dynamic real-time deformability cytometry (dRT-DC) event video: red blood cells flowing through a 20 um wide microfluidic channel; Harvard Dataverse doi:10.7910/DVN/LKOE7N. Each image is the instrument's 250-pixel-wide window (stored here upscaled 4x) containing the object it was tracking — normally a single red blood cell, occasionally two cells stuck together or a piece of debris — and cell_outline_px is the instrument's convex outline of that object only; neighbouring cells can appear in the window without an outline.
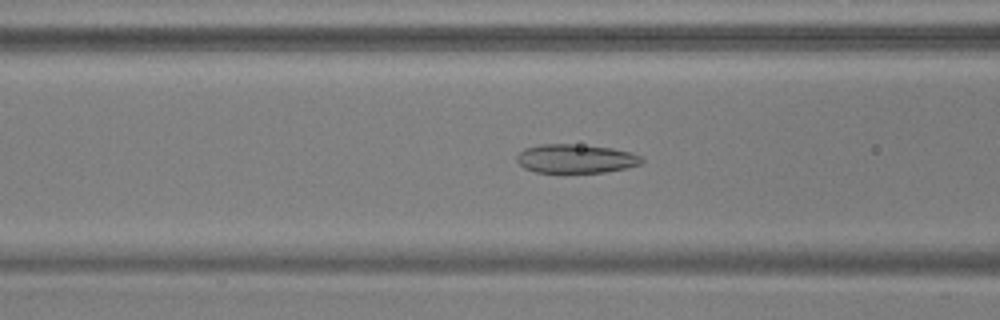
{"species": "common noctule bat (a hibernating species)", "species_latin": "Nyctalus noctula", "temperature_condition": "warm", "stored_images_in_passage": 53, "camera_frame_rate_fps": 3000, "um_per_image_px": 0.085, "animal": {"sex": "male", "body_mass_g": 17.9, "forearm_length_mm": 54.2}, "frame": {"image": 1, "passage_image": 21, "time_ms": 6.667, "image_size_px": [1000, 320], "cell_outline_px": [[644, 160], [640, 164], [624, 168], [604, 172], [536, 172], [524, 168], [516, 160], [516, 156], [524, 148], [540, 144], [572, 144], [612, 148], [632, 152], [640, 156]], "centroid_in_image_um": [48.92, 13.48], "position_along_channel_um": 117.7, "area_um2": 20.87}}
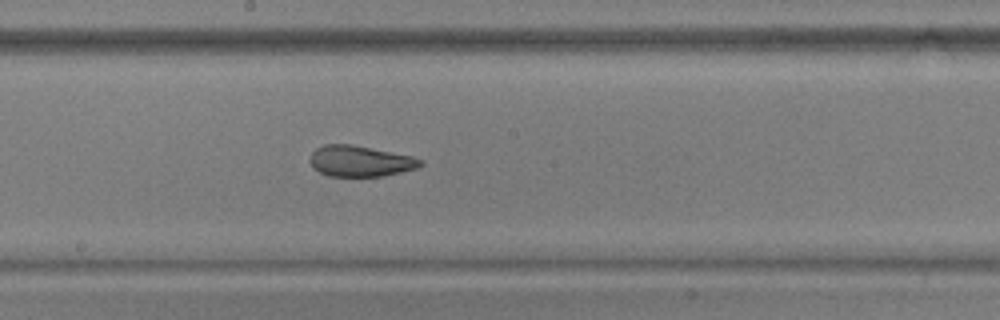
{"frame": {"image": 2, "passage_image": 29, "time_ms": 9.333, "image_size_px": [1000, 320], "cell_outline_px": [[424, 164], [420, 168], [384, 176], [328, 176], [312, 168], [308, 160], [312, 152], [316, 148], [324, 144], [352, 144], [412, 156], [424, 160]], "centroid_in_image_um": [30.63, 13.7], "position_along_channel_um": 217.6, "area_um2": 20.23}}
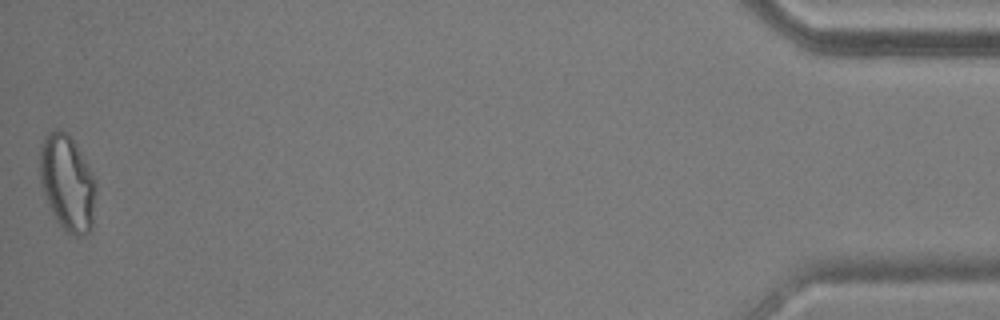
{"frame": {"image": 3, "passage_image": 53, "time_ms": 17.333, "image_size_px": [1000, 320], "cell_outline_px": [[96, 192], [92, 232], [84, 236], [76, 236], [64, 232], [56, 220], [48, 204], [40, 184], [40, 144], [44, 136], [48, 132], [56, 128], [64, 132], [72, 140], [80, 152], [92, 172], [96, 180]], "centroid_in_image_um": [5.73, 15.6], "position_along_channel_um": 429.5, "area_um2": 31.73}, "authors_computed_cell_mechanics": {"area_um2": 23.1778, "velocity_mm_per_s": 3.7392, "shape_relaxation_time_tau1_ms": 8.7456, "shape_relaxation_time_tau2_ms": 1.7196, "deformation_change_tau1": 0.2058, "deformation_change_tau2": 0.0837}}